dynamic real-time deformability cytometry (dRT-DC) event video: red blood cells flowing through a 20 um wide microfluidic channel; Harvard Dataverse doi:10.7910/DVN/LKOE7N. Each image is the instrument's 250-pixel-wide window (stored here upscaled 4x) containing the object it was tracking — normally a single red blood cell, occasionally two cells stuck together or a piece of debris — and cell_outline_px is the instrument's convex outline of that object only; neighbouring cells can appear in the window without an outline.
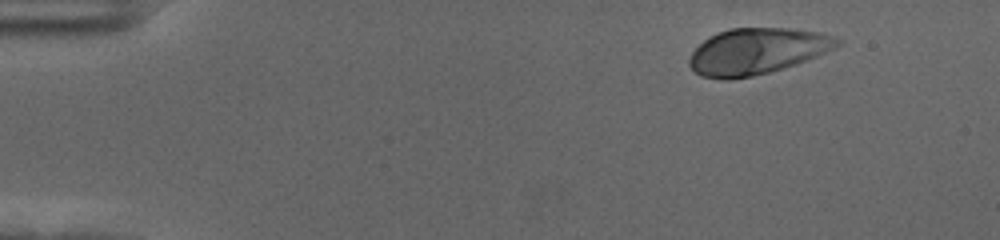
{"species": "human", "species_latin": "Homo sapiens", "temperature_condition": "cold", "stored_images_in_passage": 51, "camera_frame_rate_fps": 3000, "um_per_image_px": 0.085, "donor": {"sex": "female"}, "frame": {"image": 1, "passage_image": 1, "time_ms": 0.0, "image_size_px": [1000, 240], "cell_outline_px": [[844, 40], [840, 44], [816, 56], [796, 64], [768, 72], [752, 76], [728, 80], [720, 80], [700, 76], [688, 64], [688, 60], [692, 52], [708, 36], [716, 32], [728, 28], [788, 28], [824, 32], [836, 36]], "centroid_in_image_um": [64.33, 4.34], "position_along_channel_um": 20.7, "area_um2": 40.0}}
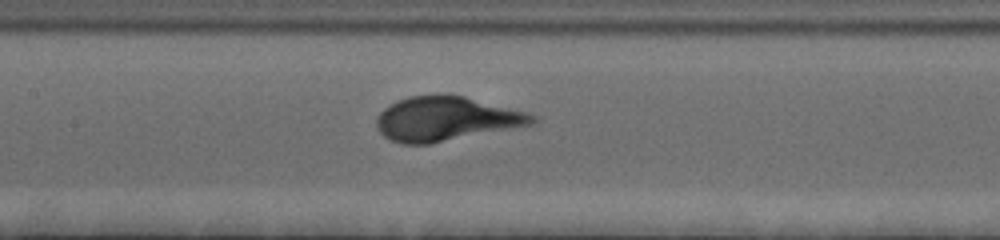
{"frame": {"image": 2, "passage_image": 22, "time_ms": 7.0, "image_size_px": [1000, 240], "cell_outline_px": [[536, 120], [532, 124], [512, 128], [428, 144], [404, 144], [392, 140], [384, 136], [380, 132], [376, 124], [376, 116], [384, 108], [396, 100], [408, 96], [440, 92], [464, 96], [528, 112], [536, 116]], "centroid_in_image_um": [37.87, 10.06], "position_along_channel_um": 169.5, "area_um2": 40.4}}
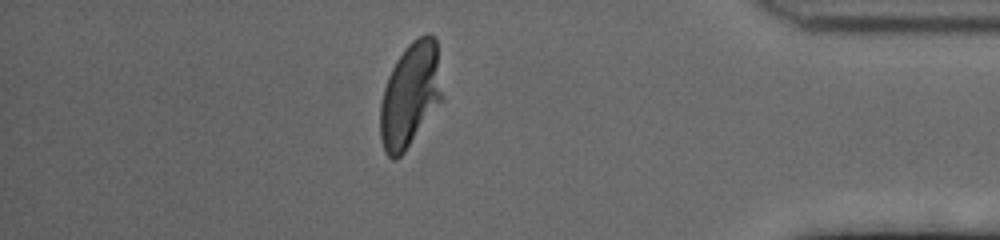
{"frame": {"image": 3, "passage_image": 44, "time_ms": 14.333, "image_size_px": [1000, 240], "cell_outline_px": [[444, 100], [404, 152], [396, 160], [392, 160], [384, 152], [380, 140], [380, 104], [384, 88], [388, 76], [396, 60], [408, 44], [412, 40], [424, 32], [428, 32], [436, 40]], "centroid_in_image_um": [34.88, 8.08], "position_along_channel_um": 400.3, "area_um2": 38.32}, "authors_computed_cell_mechanics": {"area_um2": 38.6682, "velocity_mm_per_s": 3.5659, "shape_relaxation_time_tau1_ms": 2.5794, "shape_relaxation_time_tau2_ms": null, "deformation_change_tau1": 0.1587, "deformation_change_tau2": null}}